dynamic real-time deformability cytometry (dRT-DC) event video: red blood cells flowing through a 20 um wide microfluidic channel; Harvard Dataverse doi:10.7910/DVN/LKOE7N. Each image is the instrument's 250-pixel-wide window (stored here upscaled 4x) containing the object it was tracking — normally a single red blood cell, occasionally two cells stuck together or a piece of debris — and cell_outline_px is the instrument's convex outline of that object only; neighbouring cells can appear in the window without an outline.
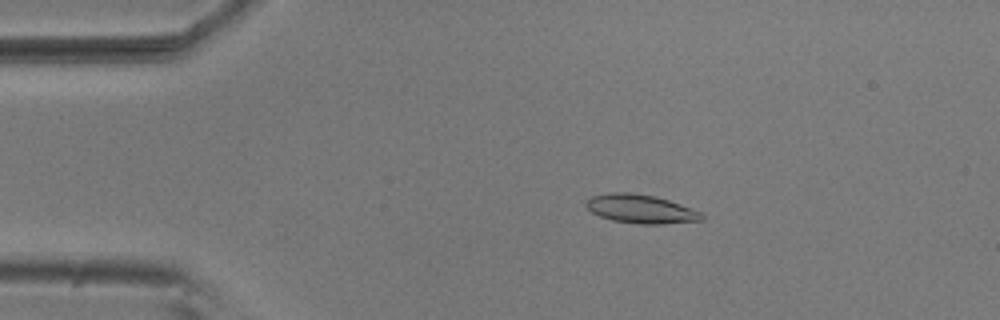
{"species": "common noctule bat (a hibernating species)", "species_latin": "Nyctalus noctula", "temperature_condition": "room temperature", "stored_images_in_passage": 7, "camera_frame_rate_fps": 3000, "um_per_image_px": 0.085, "animal": {"sex": "male", "body_mass_g": 20.5, "forearm_length_mm": 52.5}, "frame": {"image": 1, "passage_image": 1, "time_ms": 0.0, "image_size_px": [1000, 320], "cell_outline_px": [[704, 220], [660, 224], [636, 224], [612, 220], [600, 216], [592, 212], [584, 204], [592, 196], [612, 192], [628, 192], [656, 196], [692, 208], [700, 212], [704, 216]], "centroid_in_image_um": [54.47, 17.76], "position_along_channel_um": 30.5, "area_um2": 19.31}}
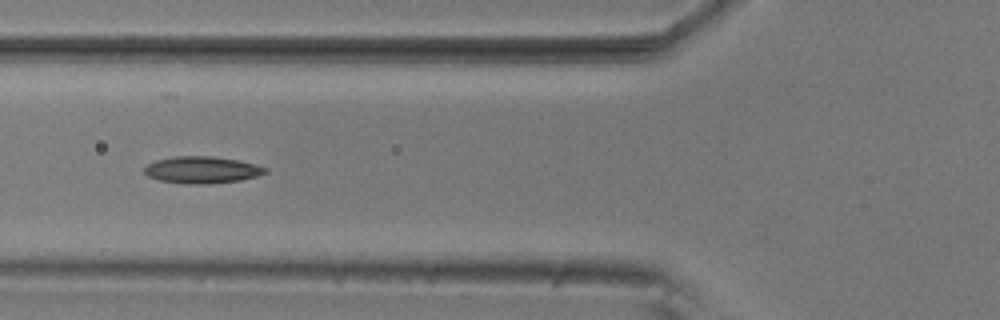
{"frame": {"image": 2, "passage_image": 4, "time_ms": 1.0, "image_size_px": [1000, 320], "cell_outline_px": [[268, 172], [256, 176], [240, 180], [208, 184], [188, 184], [160, 180], [148, 176], [144, 172], [144, 168], [148, 164], [156, 160], [172, 156], [212, 156], [240, 160], [256, 164], [268, 168]], "centroid_in_image_um": [17.19, 14.43], "position_along_channel_um": 108.6, "area_um2": 19.02}}
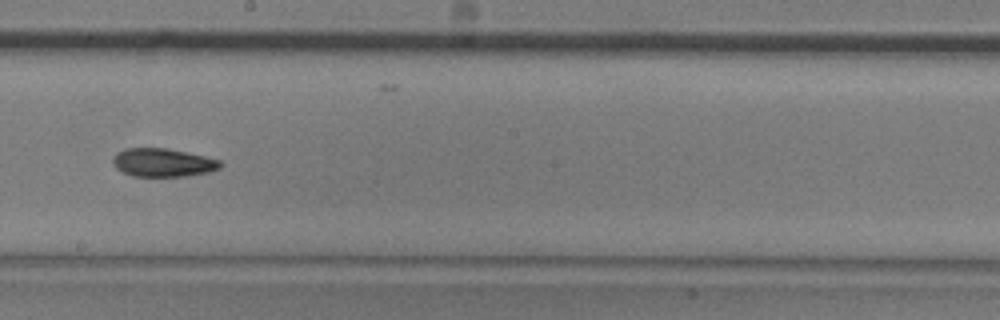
{"frame": {"image": 3, "passage_image": 7, "time_ms": 2.0, "image_size_px": [1000, 320], "cell_outline_px": [[224, 164], [220, 168], [208, 172], [188, 176], [132, 176], [116, 168], [112, 164], [112, 160], [116, 152], [124, 148], [168, 148], [204, 156], [220, 160]], "centroid_in_image_um": [13.84, 13.81], "position_along_channel_um": 234.4, "area_um2": 17.86}}